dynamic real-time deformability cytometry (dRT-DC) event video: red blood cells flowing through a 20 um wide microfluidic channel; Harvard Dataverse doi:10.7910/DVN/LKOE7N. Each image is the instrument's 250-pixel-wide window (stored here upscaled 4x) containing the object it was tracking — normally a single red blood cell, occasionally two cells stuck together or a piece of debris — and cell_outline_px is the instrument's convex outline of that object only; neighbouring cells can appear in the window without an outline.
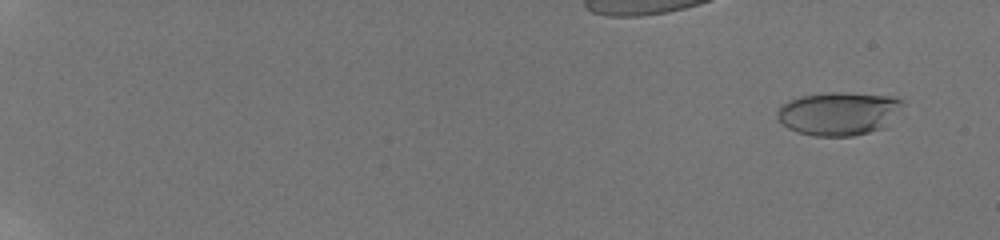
{"species": "human", "species_latin": "Homo sapiens", "temperature_condition": "room temperature", "stored_images_in_passage": 21, "camera_frame_rate_fps": 3000, "um_per_image_px": 0.085, "donor": {"sex": "male"}, "frame": {"image": 1, "passage_image": 3, "time_ms": 0.667, "image_size_px": [1000, 240], "cell_outline_px": [[904, 104], [888, 128], [852, 136], [816, 136], [796, 132], [788, 128], [776, 116], [776, 112], [788, 100], [800, 96], [828, 92], [848, 92], [896, 96]], "centroid_in_image_um": [71.35, 9.65], "position_along_channel_um": 13.7, "area_um2": 32.19}}
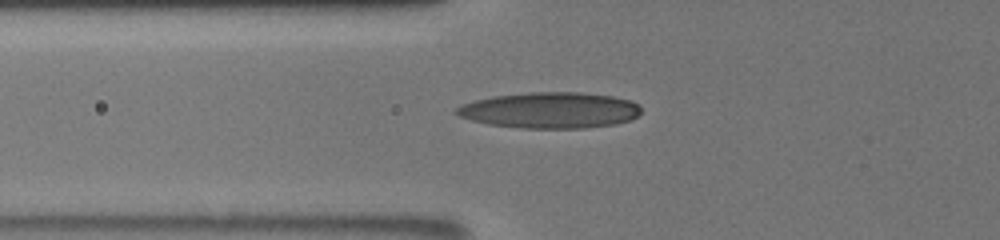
{"frame": {"image": 2, "passage_image": 18, "time_ms": 5.667, "image_size_px": [1000, 240], "cell_outline_px": [[640, 112], [636, 116], [628, 120], [616, 124], [584, 128], [520, 128], [488, 124], [472, 120], [460, 116], [452, 112], [460, 104], [472, 100], [492, 96], [528, 92], [580, 92], [612, 96], [632, 100], [640, 104]], "centroid_in_image_um": [46.72, 9.36], "position_along_channel_um": 79.1, "area_um2": 39.02}}
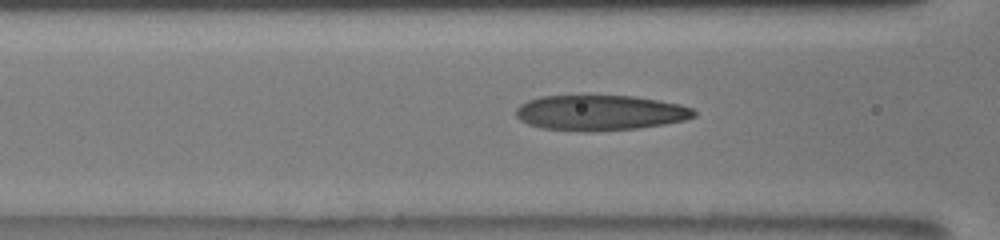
{"frame": {"image": 3, "passage_image": 20, "time_ms": 6.333, "image_size_px": [1000, 240], "cell_outline_px": [[696, 116], [684, 120], [664, 124], [636, 128], [592, 132], [588, 132], [544, 128], [528, 124], [520, 120], [516, 116], [516, 108], [520, 104], [528, 100], [544, 96], [632, 96], [680, 104], [692, 108], [696, 112]], "centroid_in_image_um": [51.0, 9.59], "position_along_channel_um": 115.6, "area_um2": 36.47}}